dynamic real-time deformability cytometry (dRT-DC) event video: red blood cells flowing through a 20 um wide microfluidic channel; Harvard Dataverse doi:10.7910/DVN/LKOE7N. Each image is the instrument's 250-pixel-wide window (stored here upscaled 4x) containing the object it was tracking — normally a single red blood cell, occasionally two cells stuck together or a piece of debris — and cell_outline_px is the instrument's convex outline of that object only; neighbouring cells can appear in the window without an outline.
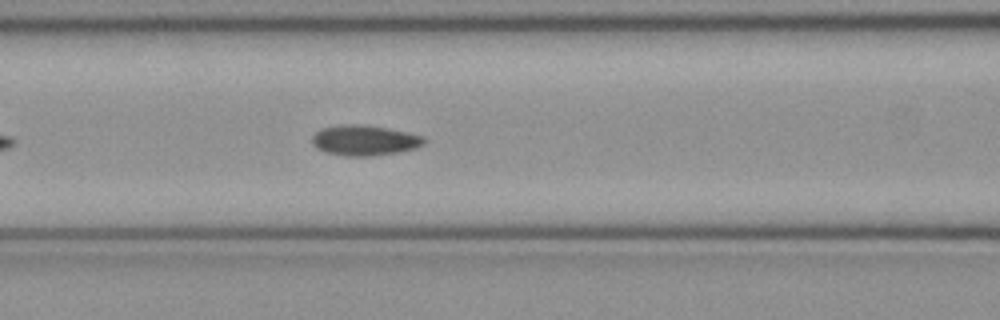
{"species": "common noctule bat (a hibernating species)", "species_latin": "Nyctalus noctula", "temperature_condition": "cold", "stored_images_in_passage": 24, "camera_frame_rate_fps": 3000, "um_per_image_px": 0.085, "animal": {"sex": "female", "body_mass_g": 21.9}, "frame": {"image": 1, "passage_image": 9, "time_ms": 2.667, "image_size_px": [1000, 320], "cell_outline_px": [[424, 144], [416, 148], [396, 152], [368, 156], [348, 156], [328, 152], [316, 148], [312, 144], [312, 136], [320, 128], [344, 124], [364, 124], [388, 128], [408, 132], [424, 136]], "centroid_in_image_um": [30.97, 11.91], "position_along_channel_um": 135.6, "area_um2": 19.77}}
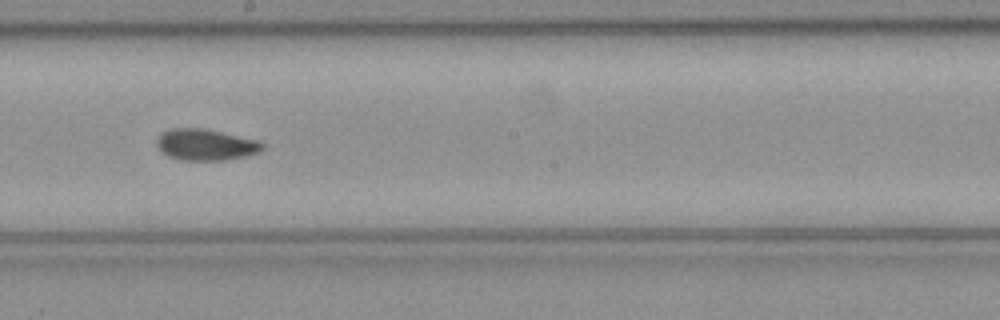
{"frame": {"image": 2, "passage_image": 16, "time_ms": 5.0, "image_size_px": [1000, 320], "cell_outline_px": [[264, 148], [260, 152], [244, 156], [224, 160], [180, 160], [168, 156], [156, 144], [156, 140], [164, 132], [172, 128], [208, 128], [260, 140], [264, 144]], "centroid_in_image_um": [17.54, 12.28], "position_along_channel_um": 230.7, "area_um2": 19.42}}
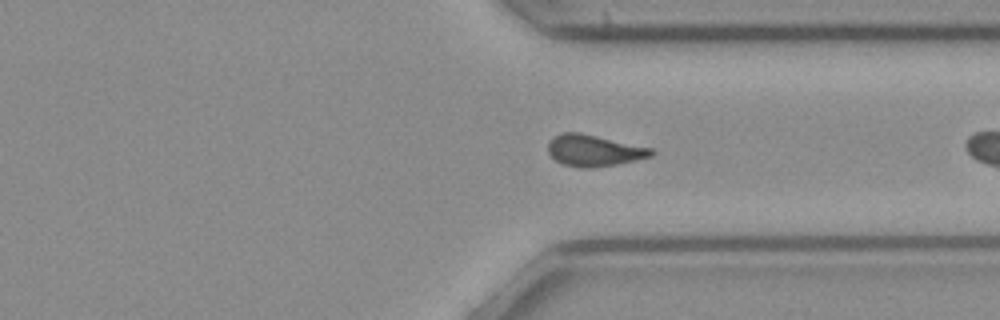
{"frame": {"image": 3, "passage_image": 23, "time_ms": 7.333, "image_size_px": [1000, 320], "cell_outline_px": [[656, 152], [652, 156], [636, 160], [616, 164], [592, 168], [580, 168], [564, 164], [556, 160], [548, 152], [548, 140], [564, 132], [580, 132], [652, 148]], "centroid_in_image_um": [50.5, 12.79], "position_along_channel_um": 360.9, "area_um2": 18.9}}